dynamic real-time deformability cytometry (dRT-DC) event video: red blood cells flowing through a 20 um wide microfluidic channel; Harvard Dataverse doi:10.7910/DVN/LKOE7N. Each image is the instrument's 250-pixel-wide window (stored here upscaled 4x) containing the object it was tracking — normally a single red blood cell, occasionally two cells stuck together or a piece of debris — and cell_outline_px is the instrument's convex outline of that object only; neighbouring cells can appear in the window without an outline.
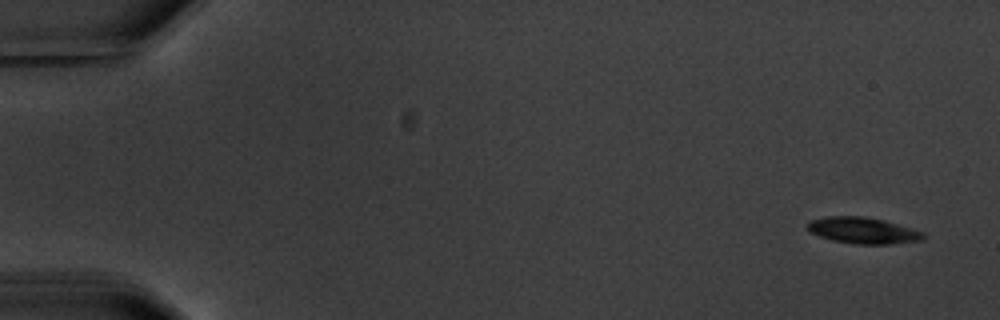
{"species": "common noctule bat (a hibernating species)", "species_latin": "Nyctalus noctula", "temperature_condition": "warm", "stored_images_in_passage": 6, "camera_frame_rate_fps": 3000, "um_per_image_px": 0.085, "animal": {"sex": "male", "body_mass_g": 20.1, "forearm_length_mm": 53.5}, "frame": {"image": 1, "passage_image": 1, "time_ms": 0.0, "image_size_px": [1000, 320], "cell_outline_px": [[924, 240], [892, 244], [856, 244], [832, 240], [808, 232], [808, 224], [812, 220], [828, 216], [860, 216], [884, 220], [924, 232]], "centroid_in_image_um": [73.37, 19.6], "position_along_channel_um": 11.6, "area_um2": 17.63}}
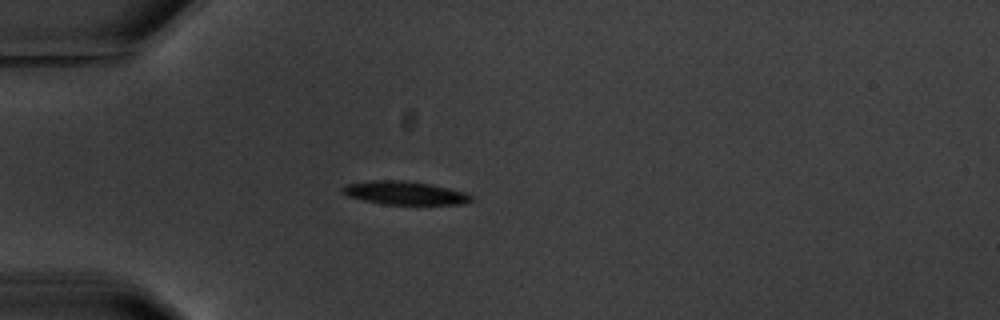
{"frame": {"image": 2, "passage_image": 4, "time_ms": 4.667, "image_size_px": [1000, 320], "cell_outline_px": [[476, 196], [472, 200], [460, 204], [384, 204], [364, 200], [348, 196], [340, 192], [340, 188], [344, 184], [368, 180], [408, 180], [432, 184], [468, 192]], "centroid_in_image_um": [34.41, 16.38], "position_along_channel_um": 50.6, "area_um2": 17.92}}
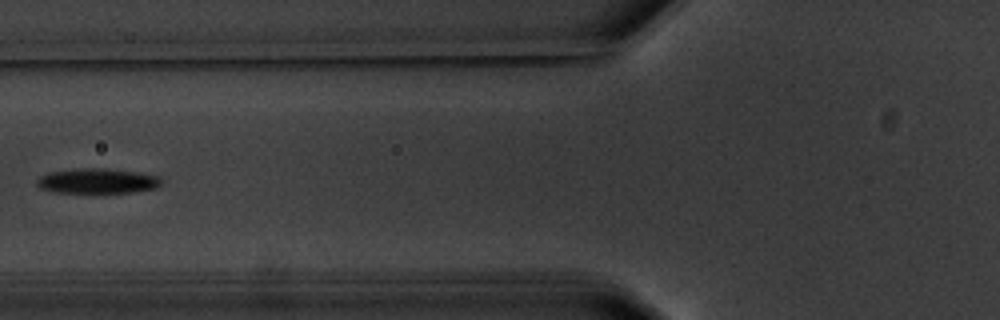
{"frame": {"image": 3, "passage_image": 6, "time_ms": 7.0, "image_size_px": [1000, 320], "cell_outline_px": [[160, 184], [156, 188], [104, 196], [88, 196], [56, 192], [40, 188], [36, 184], [36, 180], [40, 176], [48, 172], [80, 168], [104, 168], [136, 172], [160, 176]], "centroid_in_image_um": [8.23, 15.44], "position_along_channel_um": 117.6, "area_um2": 19.25}}